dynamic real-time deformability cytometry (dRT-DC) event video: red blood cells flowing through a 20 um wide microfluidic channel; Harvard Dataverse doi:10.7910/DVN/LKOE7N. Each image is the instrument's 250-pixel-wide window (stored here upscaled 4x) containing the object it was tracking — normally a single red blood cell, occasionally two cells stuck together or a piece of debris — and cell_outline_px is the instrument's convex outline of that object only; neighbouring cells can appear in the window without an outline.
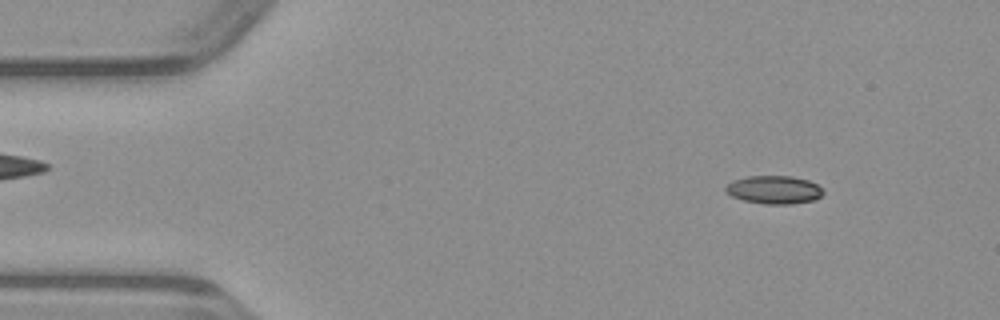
{"species": "common noctule bat (a hibernating species)", "species_latin": "Nyctalus noctula", "temperature_condition": "warm", "stored_images_in_passage": 48, "camera_frame_rate_fps": 3000, "um_per_image_px": 0.085, "animal": {"sex": "male", "body_mass_g": 23.1, "forearm_length_mm": 52.7}, "frame": {"image": 1, "passage_image": 5, "time_ms": 1.333, "image_size_px": [1000, 320], "cell_outline_px": [[824, 192], [816, 200], [792, 204], [764, 204], [744, 200], [732, 196], [724, 192], [724, 188], [732, 180], [748, 176], [792, 176], [808, 180], [816, 184]], "centroid_in_image_um": [65.77, 16.13], "position_along_channel_um": 19.2, "area_um2": 16.07}}
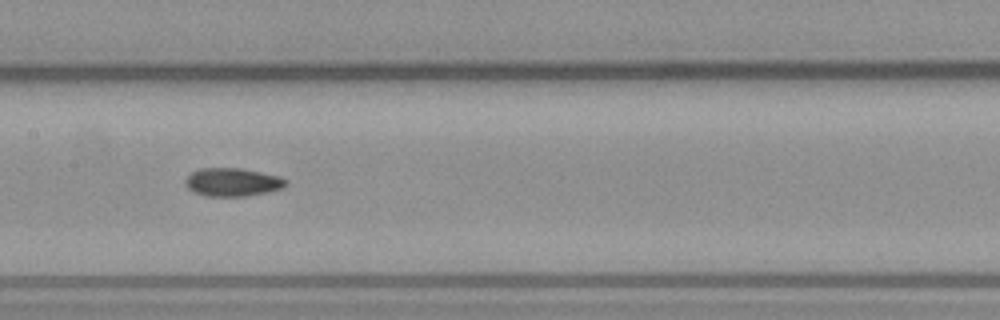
{"frame": {"image": 2, "passage_image": 23, "time_ms": 7.333, "image_size_px": [1000, 320], "cell_outline_px": [[288, 184], [284, 188], [248, 196], [204, 196], [192, 192], [184, 184], [184, 180], [192, 172], [200, 168], [240, 168], [280, 176], [288, 180]], "centroid_in_image_um": [19.76, 15.49], "position_along_channel_um": 187.6, "area_um2": 16.76}}
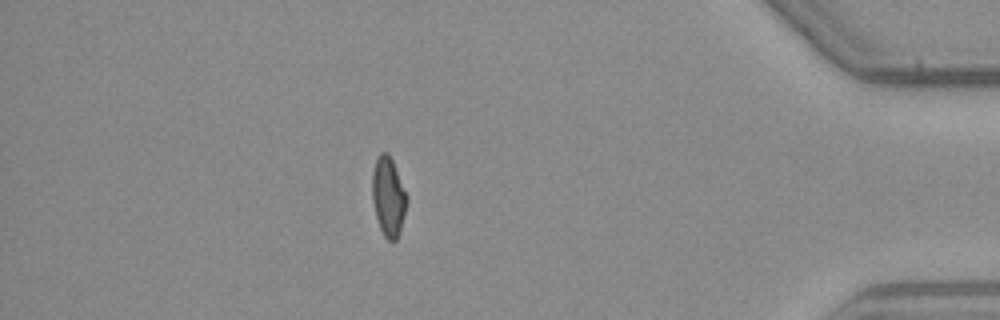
{"frame": {"image": 3, "passage_image": 42, "time_ms": 13.667, "image_size_px": [1000, 320], "cell_outline_px": [[408, 200], [400, 232], [396, 240], [388, 240], [384, 236], [380, 228], [376, 216], [372, 200], [372, 172], [376, 156], [380, 152], [388, 152], [392, 160], [408, 196]], "centroid_in_image_um": [33.01, 16.69], "position_along_channel_um": 402.2, "area_um2": 16.13}}